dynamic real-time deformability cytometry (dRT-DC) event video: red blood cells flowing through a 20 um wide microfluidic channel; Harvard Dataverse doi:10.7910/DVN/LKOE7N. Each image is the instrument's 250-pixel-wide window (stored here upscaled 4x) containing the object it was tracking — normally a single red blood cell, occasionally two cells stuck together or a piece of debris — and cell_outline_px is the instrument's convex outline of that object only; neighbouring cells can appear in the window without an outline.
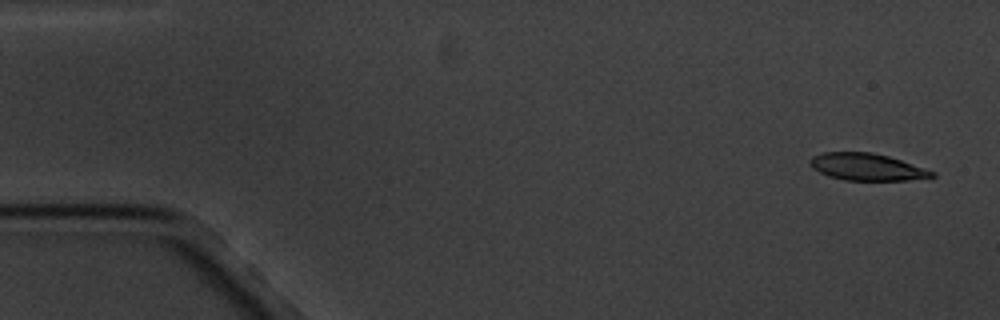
{"species": "common noctule bat (a hibernating species)", "species_latin": "Nyctalus noctula", "temperature_condition": "cold", "stored_images_in_passage": 6, "segment_of_instrument_passage": [1, 2], "camera_frame_rate_fps": 3000, "um_per_image_px": 0.085, "animal": {"sex": "male", "body_mass_g": 20.1, "forearm_length_mm": 53.5}, "frame": {"image": 1, "passage_image": 1, "time_ms": 0.0, "image_size_px": [1000, 320], "cell_outline_px": [[936, 176], [908, 180], [844, 180], [828, 176], [812, 168], [808, 164], [808, 160], [812, 156], [824, 152], [872, 152], [888, 156], [936, 172]], "centroid_in_image_um": [73.64, 14.18], "position_along_channel_um": 11.4, "area_um2": 19.19}}
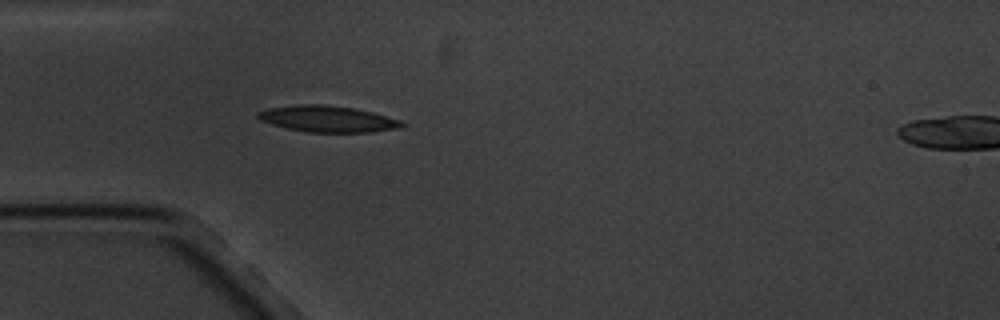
{"frame": {"image": 2, "passage_image": 5, "time_ms": 4.667, "image_size_px": [1000, 320], "cell_outline_px": [[408, 124], [404, 128], [372, 132], [308, 132], [288, 128], [272, 124], [260, 120], [256, 116], [256, 112], [268, 108], [300, 104], [320, 104], [356, 108], [372, 112], [400, 120]], "centroid_in_image_um": [27.9, 10.11], "position_along_channel_um": 57.1, "area_um2": 22.2}}